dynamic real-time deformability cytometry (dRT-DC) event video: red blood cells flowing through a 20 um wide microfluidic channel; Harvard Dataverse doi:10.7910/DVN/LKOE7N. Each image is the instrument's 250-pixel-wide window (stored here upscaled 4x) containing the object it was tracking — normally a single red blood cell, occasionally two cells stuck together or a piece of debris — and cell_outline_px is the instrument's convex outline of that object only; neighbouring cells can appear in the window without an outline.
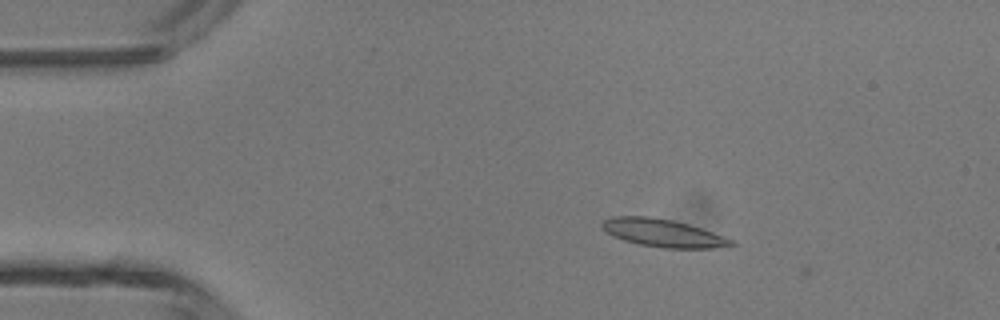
{"species": "common noctule bat (a hibernating species)", "species_latin": "Nyctalus noctula", "temperature_condition": "room temperature", "stored_images_in_passage": 46, "camera_frame_rate_fps": 3000, "um_per_image_px": 0.085, "animal": {"sex": "male", "body_mass_g": 13.3}, "frame": {"image": 1, "passage_image": 7, "time_ms": 2.0, "image_size_px": [1000, 320], "cell_outline_px": [[736, 244], [712, 248], [660, 248], [640, 244], [624, 240], [612, 236], [604, 232], [600, 228], [600, 220], [612, 216], [648, 216], [672, 220], [688, 224], [736, 240]], "centroid_in_image_um": [56.28, 19.79], "position_along_channel_um": 28.7, "area_um2": 21.15}}
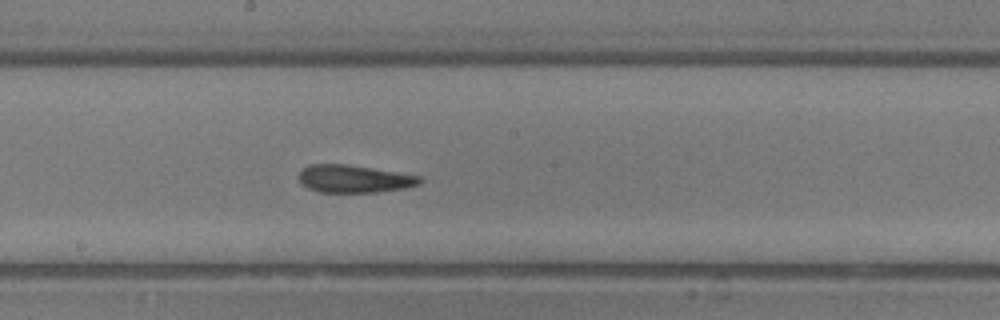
{"frame": {"image": 2, "passage_image": 24, "time_ms": 7.667, "image_size_px": [1000, 320], "cell_outline_px": [[424, 180], [420, 184], [404, 188], [380, 192], [320, 192], [308, 188], [300, 180], [300, 172], [308, 164], [344, 164], [424, 176]], "centroid_in_image_um": [30.17, 15.2], "position_along_channel_um": 218.0, "area_um2": 19.42}}
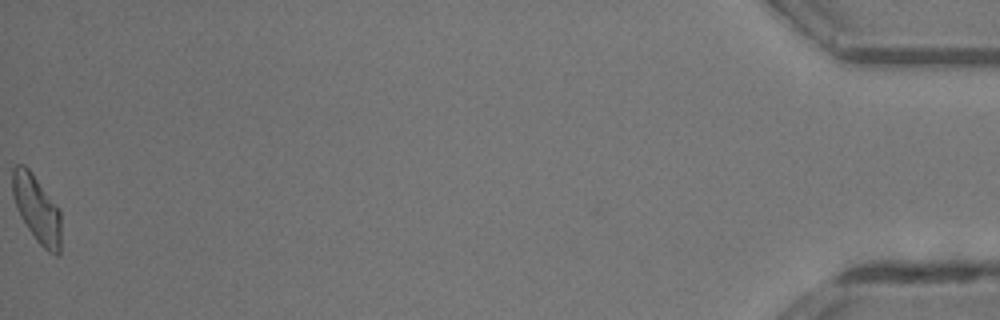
{"frame": {"image": 3, "passage_image": 46, "time_ms": 15.0, "image_size_px": [1000, 320], "cell_outline_px": [[60, 252], [56, 256], [48, 252], [36, 240], [20, 216], [16, 208], [12, 196], [12, 168], [16, 164], [24, 164], [32, 172], [60, 208]], "centroid_in_image_um": [3.12, 17.73], "position_along_channel_um": 432.1, "area_um2": 19.25}, "authors_computed_cell_mechanics": {"area_um2": 19.2185, "velocity_mm_per_s": 4.3736, "shape_relaxation_time_tau1_ms": 5.9134, "shape_relaxation_time_tau2_ms": 1.5888, "deformation_change_tau1": 0.1727, "deformation_change_tau2": 0.0811}}